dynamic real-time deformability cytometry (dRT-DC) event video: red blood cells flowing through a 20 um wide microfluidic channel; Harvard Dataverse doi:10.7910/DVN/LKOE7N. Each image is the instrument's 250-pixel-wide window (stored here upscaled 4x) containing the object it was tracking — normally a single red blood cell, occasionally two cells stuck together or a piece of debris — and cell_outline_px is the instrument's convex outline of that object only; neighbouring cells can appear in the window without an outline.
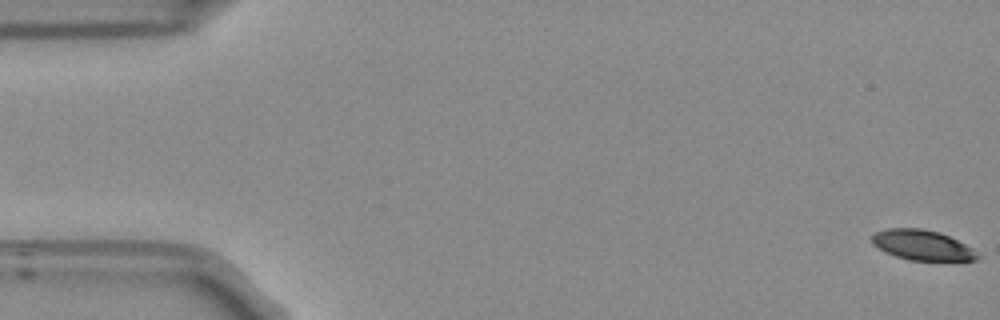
{"species": "Egyptian fruit bat (a non-hibernating species)", "species_latin": "Rousettus aegyptiacus", "temperature_condition": "room temperature", "stored_images_in_passage": 54, "camera_frame_rate_fps": 3000, "um_per_image_px": 0.085, "frame": {"image": 1, "passage_image": 1, "time_ms": 0.0, "image_size_px": [1000, 320], "cell_outline_px": [[984, 256], [976, 260], [908, 260], [896, 256], [872, 244], [872, 236], [876, 232], [888, 228], [920, 228], [940, 232], [972, 248]], "centroid_in_image_um": [78.43, 20.83], "position_along_channel_um": 6.6, "area_um2": 18.38}}
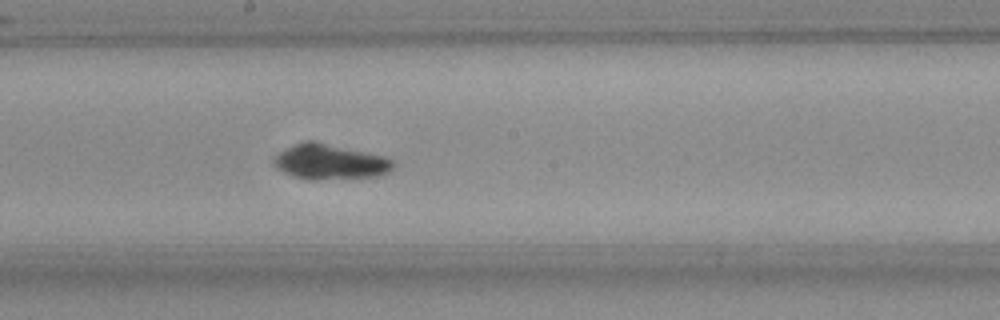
{"frame": {"image": 2, "passage_image": 29, "time_ms": 9.333, "image_size_px": [1000, 320], "cell_outline_px": [[392, 168], [388, 172], [380, 176], [320, 180], [308, 180], [292, 176], [276, 168], [272, 164], [272, 156], [276, 152], [284, 148], [296, 144], [324, 144], [384, 156], [392, 160]], "centroid_in_image_um": [27.98, 13.82], "position_along_channel_um": 220.2, "area_um2": 23.93}}
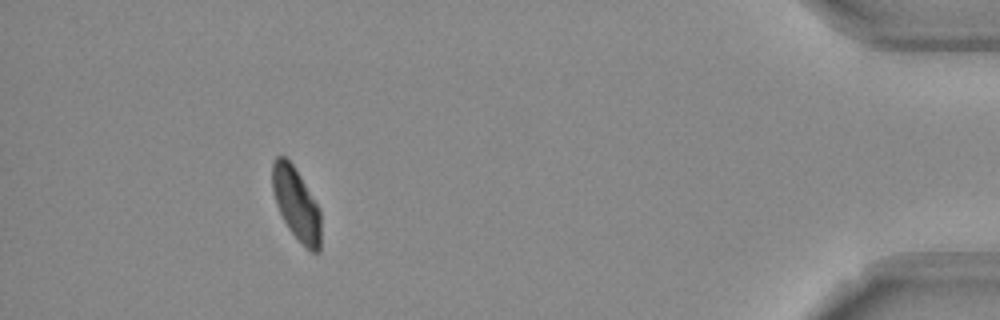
{"frame": {"image": 3, "passage_image": 49, "time_ms": 16.0, "image_size_px": [1000, 320], "cell_outline_px": [[320, 252], [312, 252], [288, 228], [276, 204], [272, 188], [272, 160], [276, 156], [284, 156], [292, 164], [300, 176], [316, 204], [320, 212]], "centroid_in_image_um": [25.16, 17.3], "position_along_channel_um": 410.0, "area_um2": 19.94}, "authors_computed_cell_mechanics": {"area_um2": 21.6172, "velocity_mm_per_s": 3.7891, "shape_relaxation_time_tau1_ms": 4.0585, "shape_relaxation_time_tau2_ms": null, "deformation_change_tau1": 0.1194, "deformation_change_tau2": null}}